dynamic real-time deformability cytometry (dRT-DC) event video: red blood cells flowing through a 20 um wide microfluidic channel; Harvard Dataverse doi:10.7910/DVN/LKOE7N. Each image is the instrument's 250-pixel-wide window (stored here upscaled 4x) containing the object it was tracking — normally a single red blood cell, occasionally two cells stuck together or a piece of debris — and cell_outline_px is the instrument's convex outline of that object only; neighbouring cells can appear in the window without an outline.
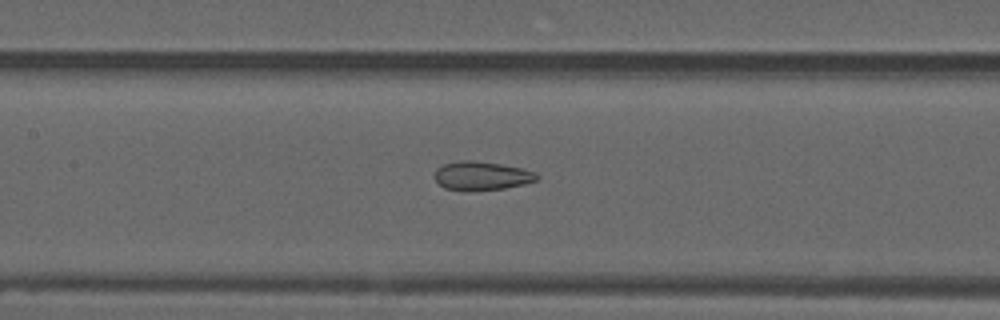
{"species": "common noctule bat (a hibernating species)", "species_latin": "Nyctalus noctula", "temperature_condition": "warm", "stored_images_in_passage": 50, "camera_frame_rate_fps": 3000, "um_per_image_px": 0.085, "animal": {"sex": "male", "forearm_length_mm": 52.5}, "frame": {"image": 1, "passage_image": 26, "time_ms": 8.333, "image_size_px": [1000, 320], "cell_outline_px": [[540, 176], [536, 180], [524, 184], [504, 188], [472, 192], [464, 192], [444, 188], [432, 176], [436, 168], [444, 164], [460, 160], [472, 160], [500, 164], [520, 168], [536, 172]], "centroid_in_image_um": [40.89, 14.96], "position_along_channel_um": 166.5, "area_um2": 17.46}}
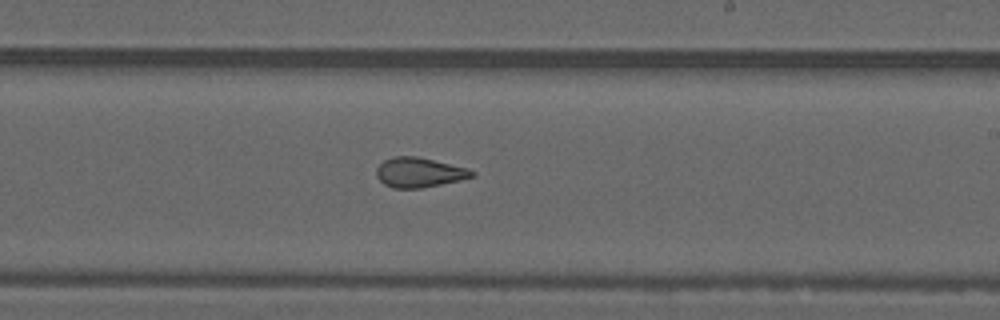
{"frame": {"image": 2, "passage_image": 33, "time_ms": 10.667, "image_size_px": [1000, 320], "cell_outline_px": [[476, 176], [460, 180], [420, 188], [392, 188], [384, 184], [376, 176], [376, 168], [384, 160], [392, 156], [416, 156], [468, 168], [476, 172]], "centroid_in_image_um": [35.63, 14.65], "position_along_channel_um": 253.4, "area_um2": 16.59}}
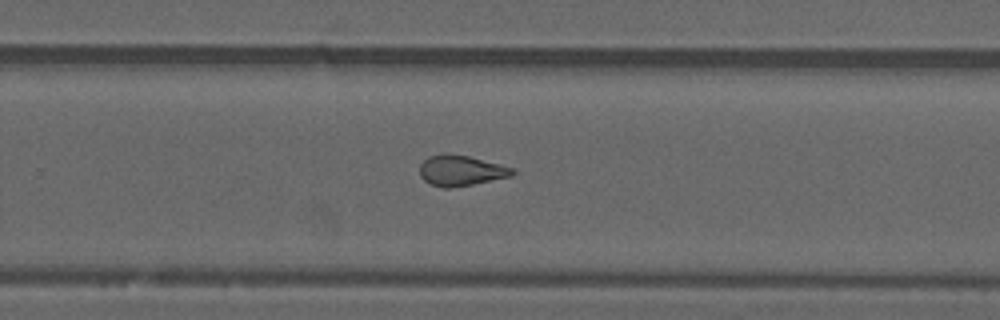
{"frame": {"image": 3, "passage_image": 36, "time_ms": 11.667, "image_size_px": [1000, 320], "cell_outline_px": [[516, 172], [512, 176], [452, 188], [444, 188], [432, 184], [424, 180], [420, 176], [420, 164], [428, 156], [444, 152], [468, 156], [500, 164], [512, 168]], "centroid_in_image_um": [39.15, 14.48], "position_along_channel_um": 290.6, "area_um2": 16.53}, "authors_computed_cell_mechanics": {"area_um2": 17.4556, "velocity_mm_per_s": 3.7417, "shape_relaxation_time_tau1_ms": null, "shape_relaxation_time_tau2_ms": 1.817, "deformation_change_tau1": null, "deformation_change_tau2": 0.0913}}